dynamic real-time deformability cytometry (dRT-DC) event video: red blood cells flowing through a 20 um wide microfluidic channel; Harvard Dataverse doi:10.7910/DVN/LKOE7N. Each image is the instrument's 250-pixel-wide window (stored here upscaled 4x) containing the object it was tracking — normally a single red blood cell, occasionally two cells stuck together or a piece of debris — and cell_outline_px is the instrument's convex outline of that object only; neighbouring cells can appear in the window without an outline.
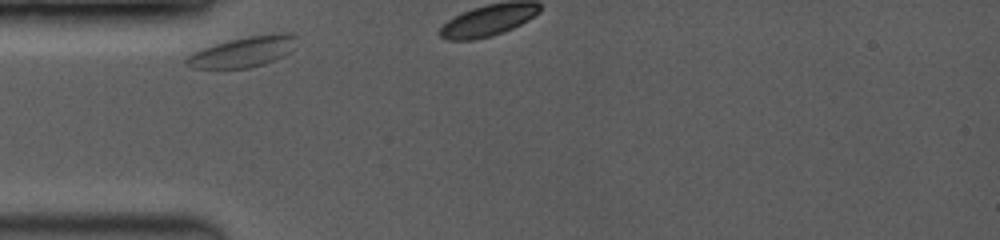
{"species": "common noctule bat (a hibernating species)", "species_latin": "Nyctalus noctula", "temperature_condition": "room temperature", "stored_images_in_passage": 6, "segment_of_instrument_passage": [1, 2], "camera_frame_rate_fps": 3500, "um_per_image_px": 0.085, "animal": {"sex": "female", "body_mass_g": 19.0, "forearm_length_mm": 53.3}, "frame": {"image": 1, "passage_image": 1, "time_ms": 0.0, "image_size_px": [1000, 240], "cell_outline_px": [[300, 36], [288, 52], [284, 56], [276, 60], [264, 64], [248, 68], [192, 68], [184, 64], [184, 60], [192, 52], [228, 40], [248, 36], [272, 32], [288, 32]], "centroid_in_image_um": [20.7, 4.38], "position_along_channel_um": 64.3, "area_um2": 19.83}}